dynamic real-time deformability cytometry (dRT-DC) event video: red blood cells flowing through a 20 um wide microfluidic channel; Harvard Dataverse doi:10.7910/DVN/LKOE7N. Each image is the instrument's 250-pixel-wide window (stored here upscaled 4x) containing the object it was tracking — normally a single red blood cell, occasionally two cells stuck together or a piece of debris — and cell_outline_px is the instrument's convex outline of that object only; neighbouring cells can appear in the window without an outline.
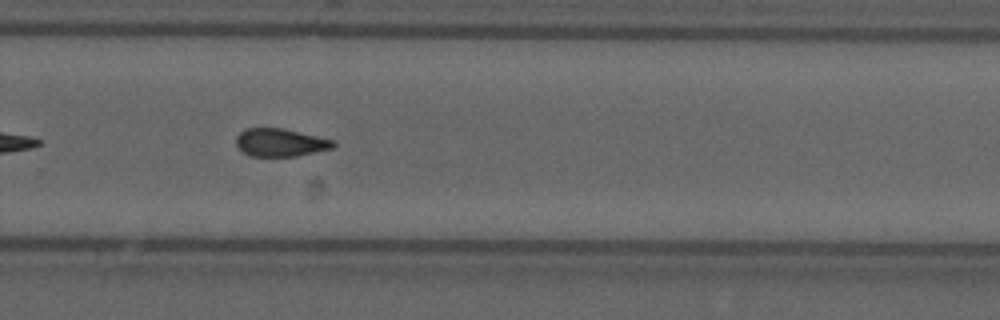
{"species": "common noctule bat (a hibernating species)", "species_latin": "Nyctalus noctula", "temperature_condition": "cold", "stored_images_in_passage": 38, "camera_frame_rate_fps": 3000, "um_per_image_px": 0.085, "animal": {"sex": "male", "forearm_length_mm": 52.5}, "frame": {"image": 1, "passage_image": 22, "time_ms": 7.0, "image_size_px": [1000, 320], "cell_outline_px": [[336, 144], [332, 148], [296, 156], [252, 156], [244, 152], [236, 144], [236, 136], [244, 128], [284, 128], [332, 140]], "centroid_in_image_um": [23.8, 12.1], "position_along_channel_um": 306.0, "area_um2": 15.61}, "authors_computed_cell_mechanics": {"area_um2": 16.7331, "velocity_mm_per_s": 3.7088, "shape_relaxation_time_tau1_ms": null, "shape_relaxation_time_tau2_ms": 3.1242, "deformation_change_tau1": null, "deformation_change_tau2": 0.0734}}